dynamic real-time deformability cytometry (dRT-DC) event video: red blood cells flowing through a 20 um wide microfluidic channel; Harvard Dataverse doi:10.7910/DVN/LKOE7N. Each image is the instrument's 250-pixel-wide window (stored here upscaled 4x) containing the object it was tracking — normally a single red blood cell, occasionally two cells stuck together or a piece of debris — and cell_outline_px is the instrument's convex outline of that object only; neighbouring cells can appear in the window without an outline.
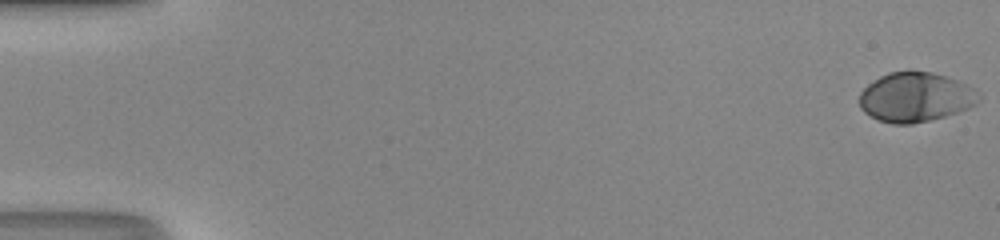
{"species": "human", "species_latin": "Homo sapiens", "temperature_condition": "room temperature", "stored_images_in_passage": 51, "camera_frame_rate_fps": 3000, "um_per_image_px": 0.085, "donor": {"sex": "male"}, "frame": {"image": 1, "passage_image": 1, "time_ms": 0.0, "image_size_px": [1000, 240], "cell_outline_px": [[980, 100], [976, 104], [968, 108], [944, 116], [912, 124], [892, 124], [876, 120], [864, 112], [860, 108], [860, 92], [868, 84], [880, 76], [888, 72], [908, 68], [912, 68], [932, 72], [956, 80], [972, 88], [980, 96]], "centroid_in_image_um": [77.77, 8.23], "position_along_channel_um": 7.2, "area_um2": 34.8}}
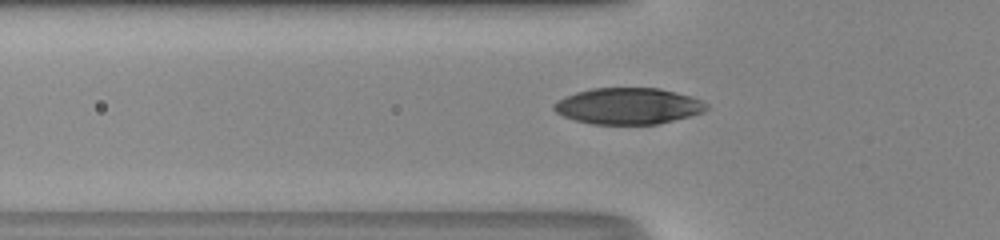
{"frame": {"image": 2, "passage_image": 19, "time_ms": 6.0, "image_size_px": [1000, 240], "cell_outline_px": [[708, 108], [704, 112], [656, 124], [592, 124], [576, 120], [564, 116], [556, 112], [552, 108], [552, 104], [564, 96], [576, 92], [592, 88], [660, 88], [692, 96], [708, 104]], "centroid_in_image_um": [53.38, 9.0], "position_along_channel_um": 72.4, "area_um2": 32.25}}
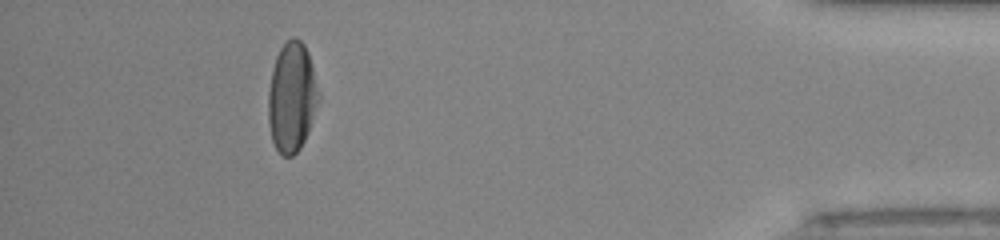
{"frame": {"image": 3, "passage_image": 47, "time_ms": 15.333, "image_size_px": [1000, 240], "cell_outline_px": [[320, 100], [308, 132], [300, 148], [292, 156], [284, 156], [276, 148], [272, 140], [268, 124], [268, 92], [272, 68], [276, 56], [280, 48], [292, 36], [296, 36], [304, 44], [308, 52], [320, 96]], "centroid_in_image_um": [24.8, 8.25], "position_along_channel_um": 410.4, "area_um2": 32.31}, "authors_computed_cell_mechanics": {"area_um2": 33.235, "velocity_mm_per_s": 4.1942, "shape_relaxation_time_tau1_ms": 2.9874, "shape_relaxation_time_tau2_ms": null, "deformation_change_tau1": 0.1744, "deformation_change_tau2": null}}